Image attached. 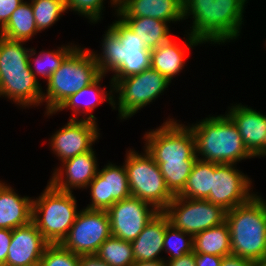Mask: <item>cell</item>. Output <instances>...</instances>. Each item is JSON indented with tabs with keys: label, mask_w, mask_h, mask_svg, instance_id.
Returning <instances> with one entry per match:
<instances>
[{
	"label": "cell",
	"mask_w": 266,
	"mask_h": 266,
	"mask_svg": "<svg viewBox=\"0 0 266 266\" xmlns=\"http://www.w3.org/2000/svg\"><path fill=\"white\" fill-rule=\"evenodd\" d=\"M80 47L77 46L63 60L47 81L46 93L43 92L42 96V102H46V113L55 112L71 95L101 75L92 51Z\"/></svg>",
	"instance_id": "obj_6"
},
{
	"label": "cell",
	"mask_w": 266,
	"mask_h": 266,
	"mask_svg": "<svg viewBox=\"0 0 266 266\" xmlns=\"http://www.w3.org/2000/svg\"><path fill=\"white\" fill-rule=\"evenodd\" d=\"M121 19L149 49L157 48L171 38L168 22L150 17Z\"/></svg>",
	"instance_id": "obj_26"
},
{
	"label": "cell",
	"mask_w": 266,
	"mask_h": 266,
	"mask_svg": "<svg viewBox=\"0 0 266 266\" xmlns=\"http://www.w3.org/2000/svg\"><path fill=\"white\" fill-rule=\"evenodd\" d=\"M24 0H0V30L7 24L12 13Z\"/></svg>",
	"instance_id": "obj_36"
},
{
	"label": "cell",
	"mask_w": 266,
	"mask_h": 266,
	"mask_svg": "<svg viewBox=\"0 0 266 266\" xmlns=\"http://www.w3.org/2000/svg\"><path fill=\"white\" fill-rule=\"evenodd\" d=\"M91 202L86 209L107 211L117 201L131 195L126 167L108 163L88 184Z\"/></svg>",
	"instance_id": "obj_15"
},
{
	"label": "cell",
	"mask_w": 266,
	"mask_h": 266,
	"mask_svg": "<svg viewBox=\"0 0 266 266\" xmlns=\"http://www.w3.org/2000/svg\"><path fill=\"white\" fill-rule=\"evenodd\" d=\"M159 212L152 204L133 196L117 201L107 210L112 236L132 242Z\"/></svg>",
	"instance_id": "obj_13"
},
{
	"label": "cell",
	"mask_w": 266,
	"mask_h": 266,
	"mask_svg": "<svg viewBox=\"0 0 266 266\" xmlns=\"http://www.w3.org/2000/svg\"><path fill=\"white\" fill-rule=\"evenodd\" d=\"M79 266H109L96 255H80Z\"/></svg>",
	"instance_id": "obj_41"
},
{
	"label": "cell",
	"mask_w": 266,
	"mask_h": 266,
	"mask_svg": "<svg viewBox=\"0 0 266 266\" xmlns=\"http://www.w3.org/2000/svg\"><path fill=\"white\" fill-rule=\"evenodd\" d=\"M196 159L194 155L188 162H156L167 188L174 196L184 189Z\"/></svg>",
	"instance_id": "obj_31"
},
{
	"label": "cell",
	"mask_w": 266,
	"mask_h": 266,
	"mask_svg": "<svg viewBox=\"0 0 266 266\" xmlns=\"http://www.w3.org/2000/svg\"><path fill=\"white\" fill-rule=\"evenodd\" d=\"M48 245L32 221L17 227L12 230L8 255L3 266H29L38 263Z\"/></svg>",
	"instance_id": "obj_19"
},
{
	"label": "cell",
	"mask_w": 266,
	"mask_h": 266,
	"mask_svg": "<svg viewBox=\"0 0 266 266\" xmlns=\"http://www.w3.org/2000/svg\"><path fill=\"white\" fill-rule=\"evenodd\" d=\"M184 46L175 41L172 37L162 43L159 47L151 49V68L165 76L170 82L183 70L185 64V53L190 48L202 44L194 36L188 34Z\"/></svg>",
	"instance_id": "obj_22"
},
{
	"label": "cell",
	"mask_w": 266,
	"mask_h": 266,
	"mask_svg": "<svg viewBox=\"0 0 266 266\" xmlns=\"http://www.w3.org/2000/svg\"><path fill=\"white\" fill-rule=\"evenodd\" d=\"M74 156L62 162L55 168L49 183L57 190L73 192V189H87L88 184L98 173V164L95 151Z\"/></svg>",
	"instance_id": "obj_17"
},
{
	"label": "cell",
	"mask_w": 266,
	"mask_h": 266,
	"mask_svg": "<svg viewBox=\"0 0 266 266\" xmlns=\"http://www.w3.org/2000/svg\"><path fill=\"white\" fill-rule=\"evenodd\" d=\"M112 236L105 210L81 209L60 245L76 255H95L100 245Z\"/></svg>",
	"instance_id": "obj_12"
},
{
	"label": "cell",
	"mask_w": 266,
	"mask_h": 266,
	"mask_svg": "<svg viewBox=\"0 0 266 266\" xmlns=\"http://www.w3.org/2000/svg\"><path fill=\"white\" fill-rule=\"evenodd\" d=\"M132 266H166V262L163 261H136Z\"/></svg>",
	"instance_id": "obj_42"
},
{
	"label": "cell",
	"mask_w": 266,
	"mask_h": 266,
	"mask_svg": "<svg viewBox=\"0 0 266 266\" xmlns=\"http://www.w3.org/2000/svg\"><path fill=\"white\" fill-rule=\"evenodd\" d=\"M223 257L209 254L195 253L196 266H220Z\"/></svg>",
	"instance_id": "obj_38"
},
{
	"label": "cell",
	"mask_w": 266,
	"mask_h": 266,
	"mask_svg": "<svg viewBox=\"0 0 266 266\" xmlns=\"http://www.w3.org/2000/svg\"><path fill=\"white\" fill-rule=\"evenodd\" d=\"M43 266H79V255L60 244H49L40 260Z\"/></svg>",
	"instance_id": "obj_35"
},
{
	"label": "cell",
	"mask_w": 266,
	"mask_h": 266,
	"mask_svg": "<svg viewBox=\"0 0 266 266\" xmlns=\"http://www.w3.org/2000/svg\"><path fill=\"white\" fill-rule=\"evenodd\" d=\"M177 121L168 118L161 126L144 135V149L155 162H188L195 155L191 129Z\"/></svg>",
	"instance_id": "obj_10"
},
{
	"label": "cell",
	"mask_w": 266,
	"mask_h": 266,
	"mask_svg": "<svg viewBox=\"0 0 266 266\" xmlns=\"http://www.w3.org/2000/svg\"><path fill=\"white\" fill-rule=\"evenodd\" d=\"M164 261L166 262V266H196L194 252L186 254L180 258Z\"/></svg>",
	"instance_id": "obj_40"
},
{
	"label": "cell",
	"mask_w": 266,
	"mask_h": 266,
	"mask_svg": "<svg viewBox=\"0 0 266 266\" xmlns=\"http://www.w3.org/2000/svg\"><path fill=\"white\" fill-rule=\"evenodd\" d=\"M247 0H183L184 20L191 15L190 33L202 44H225L240 36Z\"/></svg>",
	"instance_id": "obj_1"
},
{
	"label": "cell",
	"mask_w": 266,
	"mask_h": 266,
	"mask_svg": "<svg viewBox=\"0 0 266 266\" xmlns=\"http://www.w3.org/2000/svg\"><path fill=\"white\" fill-rule=\"evenodd\" d=\"M193 252L224 257L231 254V237L228 224L206 229L193 236Z\"/></svg>",
	"instance_id": "obj_25"
},
{
	"label": "cell",
	"mask_w": 266,
	"mask_h": 266,
	"mask_svg": "<svg viewBox=\"0 0 266 266\" xmlns=\"http://www.w3.org/2000/svg\"><path fill=\"white\" fill-rule=\"evenodd\" d=\"M11 237L12 230L0 229V266L6 263Z\"/></svg>",
	"instance_id": "obj_37"
},
{
	"label": "cell",
	"mask_w": 266,
	"mask_h": 266,
	"mask_svg": "<svg viewBox=\"0 0 266 266\" xmlns=\"http://www.w3.org/2000/svg\"><path fill=\"white\" fill-rule=\"evenodd\" d=\"M231 254L258 263L266 257V200L253 195L226 213Z\"/></svg>",
	"instance_id": "obj_5"
},
{
	"label": "cell",
	"mask_w": 266,
	"mask_h": 266,
	"mask_svg": "<svg viewBox=\"0 0 266 266\" xmlns=\"http://www.w3.org/2000/svg\"><path fill=\"white\" fill-rule=\"evenodd\" d=\"M72 192L55 189L49 182L32 202V222L49 244H60L79 213Z\"/></svg>",
	"instance_id": "obj_7"
},
{
	"label": "cell",
	"mask_w": 266,
	"mask_h": 266,
	"mask_svg": "<svg viewBox=\"0 0 266 266\" xmlns=\"http://www.w3.org/2000/svg\"><path fill=\"white\" fill-rule=\"evenodd\" d=\"M111 81L113 91H115L113 93H119L117 103L114 95L113 109L118 108V115L121 120L131 118L139 112L138 110L153 102L159 95H162L161 93L171 83L165 76L151 67L141 73Z\"/></svg>",
	"instance_id": "obj_9"
},
{
	"label": "cell",
	"mask_w": 266,
	"mask_h": 266,
	"mask_svg": "<svg viewBox=\"0 0 266 266\" xmlns=\"http://www.w3.org/2000/svg\"><path fill=\"white\" fill-rule=\"evenodd\" d=\"M97 122L69 119L66 125L57 130L50 140L51 150L61 162L90 151L99 139Z\"/></svg>",
	"instance_id": "obj_16"
},
{
	"label": "cell",
	"mask_w": 266,
	"mask_h": 266,
	"mask_svg": "<svg viewBox=\"0 0 266 266\" xmlns=\"http://www.w3.org/2000/svg\"><path fill=\"white\" fill-rule=\"evenodd\" d=\"M24 43L0 35V97L26 108L40 105L43 91L30 70V48L23 47Z\"/></svg>",
	"instance_id": "obj_3"
},
{
	"label": "cell",
	"mask_w": 266,
	"mask_h": 266,
	"mask_svg": "<svg viewBox=\"0 0 266 266\" xmlns=\"http://www.w3.org/2000/svg\"><path fill=\"white\" fill-rule=\"evenodd\" d=\"M115 12L120 18L150 17L168 23L184 20L183 0H120Z\"/></svg>",
	"instance_id": "obj_20"
},
{
	"label": "cell",
	"mask_w": 266,
	"mask_h": 266,
	"mask_svg": "<svg viewBox=\"0 0 266 266\" xmlns=\"http://www.w3.org/2000/svg\"><path fill=\"white\" fill-rule=\"evenodd\" d=\"M123 164L126 167L131 195L163 211L174 195L167 188L159 166L152 156L146 149L142 154L130 149L126 152Z\"/></svg>",
	"instance_id": "obj_8"
},
{
	"label": "cell",
	"mask_w": 266,
	"mask_h": 266,
	"mask_svg": "<svg viewBox=\"0 0 266 266\" xmlns=\"http://www.w3.org/2000/svg\"><path fill=\"white\" fill-rule=\"evenodd\" d=\"M213 162L196 159L184 189L178 194L190 199H207L212 189Z\"/></svg>",
	"instance_id": "obj_28"
},
{
	"label": "cell",
	"mask_w": 266,
	"mask_h": 266,
	"mask_svg": "<svg viewBox=\"0 0 266 266\" xmlns=\"http://www.w3.org/2000/svg\"><path fill=\"white\" fill-rule=\"evenodd\" d=\"M226 114L237 126L248 152L253 157L266 156V115L241 103L229 107Z\"/></svg>",
	"instance_id": "obj_18"
},
{
	"label": "cell",
	"mask_w": 266,
	"mask_h": 266,
	"mask_svg": "<svg viewBox=\"0 0 266 266\" xmlns=\"http://www.w3.org/2000/svg\"><path fill=\"white\" fill-rule=\"evenodd\" d=\"M32 197L19 196L14 189L0 181V229L13 230L32 221Z\"/></svg>",
	"instance_id": "obj_24"
},
{
	"label": "cell",
	"mask_w": 266,
	"mask_h": 266,
	"mask_svg": "<svg viewBox=\"0 0 266 266\" xmlns=\"http://www.w3.org/2000/svg\"><path fill=\"white\" fill-rule=\"evenodd\" d=\"M95 255L109 266H132L135 263L132 243L114 236L107 238Z\"/></svg>",
	"instance_id": "obj_30"
},
{
	"label": "cell",
	"mask_w": 266,
	"mask_h": 266,
	"mask_svg": "<svg viewBox=\"0 0 266 266\" xmlns=\"http://www.w3.org/2000/svg\"><path fill=\"white\" fill-rule=\"evenodd\" d=\"M29 266H43V265L41 264V262H38V263H35V264H32V265H29Z\"/></svg>",
	"instance_id": "obj_44"
},
{
	"label": "cell",
	"mask_w": 266,
	"mask_h": 266,
	"mask_svg": "<svg viewBox=\"0 0 266 266\" xmlns=\"http://www.w3.org/2000/svg\"><path fill=\"white\" fill-rule=\"evenodd\" d=\"M176 229L195 236L226 222L227 211L207 199H190L175 195L162 211Z\"/></svg>",
	"instance_id": "obj_11"
},
{
	"label": "cell",
	"mask_w": 266,
	"mask_h": 266,
	"mask_svg": "<svg viewBox=\"0 0 266 266\" xmlns=\"http://www.w3.org/2000/svg\"><path fill=\"white\" fill-rule=\"evenodd\" d=\"M257 266H266V257L257 263Z\"/></svg>",
	"instance_id": "obj_43"
},
{
	"label": "cell",
	"mask_w": 266,
	"mask_h": 266,
	"mask_svg": "<svg viewBox=\"0 0 266 266\" xmlns=\"http://www.w3.org/2000/svg\"><path fill=\"white\" fill-rule=\"evenodd\" d=\"M105 0H65L67 11L71 10L78 15L88 18L91 23H96L102 18V10ZM111 6L118 8L115 0H110Z\"/></svg>",
	"instance_id": "obj_34"
},
{
	"label": "cell",
	"mask_w": 266,
	"mask_h": 266,
	"mask_svg": "<svg viewBox=\"0 0 266 266\" xmlns=\"http://www.w3.org/2000/svg\"><path fill=\"white\" fill-rule=\"evenodd\" d=\"M163 248L168 260L183 257L193 252V236L169 224L165 229Z\"/></svg>",
	"instance_id": "obj_33"
},
{
	"label": "cell",
	"mask_w": 266,
	"mask_h": 266,
	"mask_svg": "<svg viewBox=\"0 0 266 266\" xmlns=\"http://www.w3.org/2000/svg\"><path fill=\"white\" fill-rule=\"evenodd\" d=\"M103 77L104 75L101 74L90 85L71 95L57 108L55 112L45 114L52 115L69 108L74 112V115L70 117V119H77V116H79L77 113H82L83 117L87 116L85 117V120L96 122L97 118L91 112L105 100L108 101L112 108L114 103L113 83L110 81V91L108 90V92H105L104 88H101L102 86L100 85ZM83 98L87 99L85 100Z\"/></svg>",
	"instance_id": "obj_21"
},
{
	"label": "cell",
	"mask_w": 266,
	"mask_h": 266,
	"mask_svg": "<svg viewBox=\"0 0 266 266\" xmlns=\"http://www.w3.org/2000/svg\"><path fill=\"white\" fill-rule=\"evenodd\" d=\"M30 3L39 32L55 24L67 11L65 0H31Z\"/></svg>",
	"instance_id": "obj_32"
},
{
	"label": "cell",
	"mask_w": 266,
	"mask_h": 266,
	"mask_svg": "<svg viewBox=\"0 0 266 266\" xmlns=\"http://www.w3.org/2000/svg\"><path fill=\"white\" fill-rule=\"evenodd\" d=\"M38 32L31 3L23 1L0 30V35L7 39L27 42Z\"/></svg>",
	"instance_id": "obj_27"
},
{
	"label": "cell",
	"mask_w": 266,
	"mask_h": 266,
	"mask_svg": "<svg viewBox=\"0 0 266 266\" xmlns=\"http://www.w3.org/2000/svg\"><path fill=\"white\" fill-rule=\"evenodd\" d=\"M78 45H66L57 47V50L45 51L42 50L39 52V55L35 56L36 51L34 48L30 49L29 52V67L32 73L34 74L36 80L37 75H41L47 81L50 76L60 67L63 60L77 47ZM31 59H33V63H31ZM34 67V68H33ZM35 69V71H34ZM36 72V73H35Z\"/></svg>",
	"instance_id": "obj_29"
},
{
	"label": "cell",
	"mask_w": 266,
	"mask_h": 266,
	"mask_svg": "<svg viewBox=\"0 0 266 266\" xmlns=\"http://www.w3.org/2000/svg\"><path fill=\"white\" fill-rule=\"evenodd\" d=\"M168 217L160 211L144 228L138 237L133 240L132 251L136 261H163L160 253L164 251V234L169 225Z\"/></svg>",
	"instance_id": "obj_23"
},
{
	"label": "cell",
	"mask_w": 266,
	"mask_h": 266,
	"mask_svg": "<svg viewBox=\"0 0 266 266\" xmlns=\"http://www.w3.org/2000/svg\"><path fill=\"white\" fill-rule=\"evenodd\" d=\"M235 167V164L213 162L212 189L207 200L223 207L226 211L245 203L255 195L250 191L252 189L250 178Z\"/></svg>",
	"instance_id": "obj_14"
},
{
	"label": "cell",
	"mask_w": 266,
	"mask_h": 266,
	"mask_svg": "<svg viewBox=\"0 0 266 266\" xmlns=\"http://www.w3.org/2000/svg\"><path fill=\"white\" fill-rule=\"evenodd\" d=\"M118 18L103 36L102 53L92 51L99 73L104 76L110 71L114 73L111 80H120L151 67V49Z\"/></svg>",
	"instance_id": "obj_2"
},
{
	"label": "cell",
	"mask_w": 266,
	"mask_h": 266,
	"mask_svg": "<svg viewBox=\"0 0 266 266\" xmlns=\"http://www.w3.org/2000/svg\"><path fill=\"white\" fill-rule=\"evenodd\" d=\"M188 127L194 136L197 159L236 165L244 159L254 158L245 148L237 126L226 113L206 117Z\"/></svg>",
	"instance_id": "obj_4"
},
{
	"label": "cell",
	"mask_w": 266,
	"mask_h": 266,
	"mask_svg": "<svg viewBox=\"0 0 266 266\" xmlns=\"http://www.w3.org/2000/svg\"><path fill=\"white\" fill-rule=\"evenodd\" d=\"M220 266H257V263L242 257L230 254L224 256Z\"/></svg>",
	"instance_id": "obj_39"
}]
</instances>
